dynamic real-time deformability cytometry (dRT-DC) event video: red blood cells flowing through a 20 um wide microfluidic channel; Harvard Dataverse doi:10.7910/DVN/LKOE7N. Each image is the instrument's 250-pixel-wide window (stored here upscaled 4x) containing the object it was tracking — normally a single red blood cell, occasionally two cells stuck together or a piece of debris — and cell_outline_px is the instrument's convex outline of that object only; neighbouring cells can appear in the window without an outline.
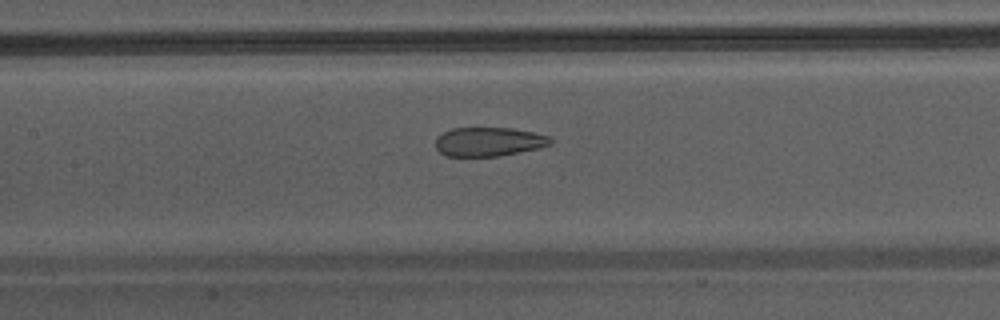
{"species": "Egyptian fruit bat (a non-hibernating species)", "species_latin": "Rousettus aegyptiacus", "temperature_condition": "warm", "stored_images_in_passage": 23, "camera_frame_rate_fps": 3000, "um_per_image_px": 0.085, "animal": {"sex": "male"}, "frame": {"image": 1, "passage_image": 9, "time_ms": 2.667, "image_size_px": [1000, 320], "cell_outline_px": [[552, 144], [540, 148], [500, 156], [444, 156], [436, 148], [436, 136], [452, 128], [512, 128], [532, 132], [548, 136], [552, 140]], "centroid_in_image_um": [41.54, 12.05], "position_along_channel_um": 165.9, "area_um2": 19.48}}
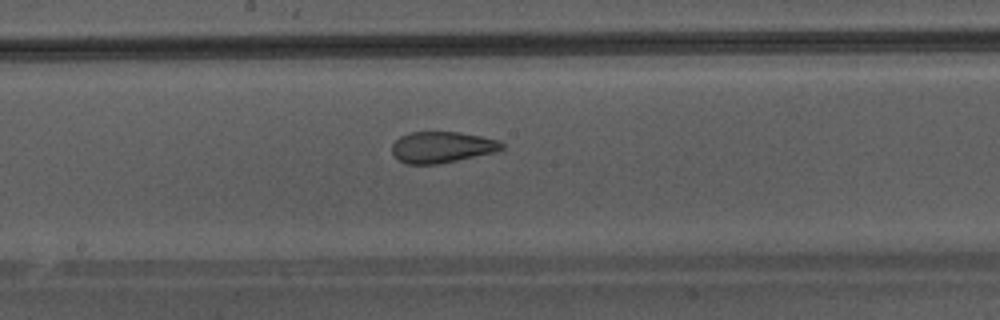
{"frame": {"image": 2, "passage_image": 12, "time_ms": 3.667, "image_size_px": [1000, 320], "cell_outline_px": [[504, 148], [496, 152], [436, 164], [404, 164], [396, 160], [392, 152], [392, 144], [400, 136], [408, 132], [460, 132], [500, 140], [504, 144]], "centroid_in_image_um": [37.54, 12.51], "position_along_channel_um": 210.7, "area_um2": 20.11}}
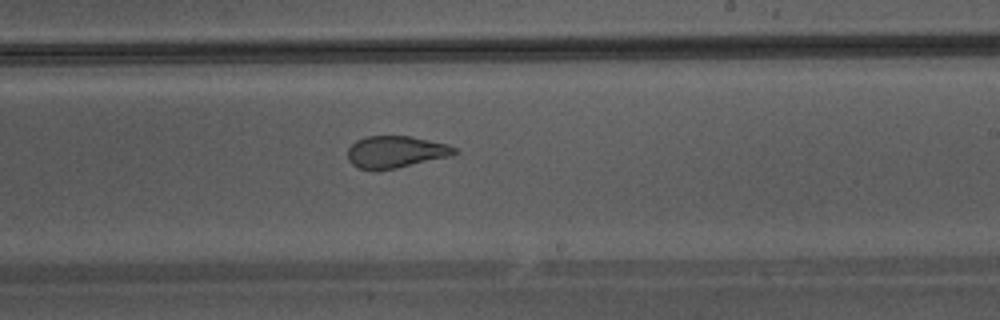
{"frame": {"image": 3, "passage_image": 15, "time_ms": 4.667, "image_size_px": [1000, 320], "cell_outline_px": [[460, 152], [448, 156], [396, 168], [376, 172], [372, 172], [360, 168], [352, 164], [348, 160], [348, 148], [356, 140], [364, 136], [412, 136], [448, 144], [456, 148]], "centroid_in_image_um": [33.6, 12.92], "position_along_channel_um": 255.4, "area_um2": 20.11}}